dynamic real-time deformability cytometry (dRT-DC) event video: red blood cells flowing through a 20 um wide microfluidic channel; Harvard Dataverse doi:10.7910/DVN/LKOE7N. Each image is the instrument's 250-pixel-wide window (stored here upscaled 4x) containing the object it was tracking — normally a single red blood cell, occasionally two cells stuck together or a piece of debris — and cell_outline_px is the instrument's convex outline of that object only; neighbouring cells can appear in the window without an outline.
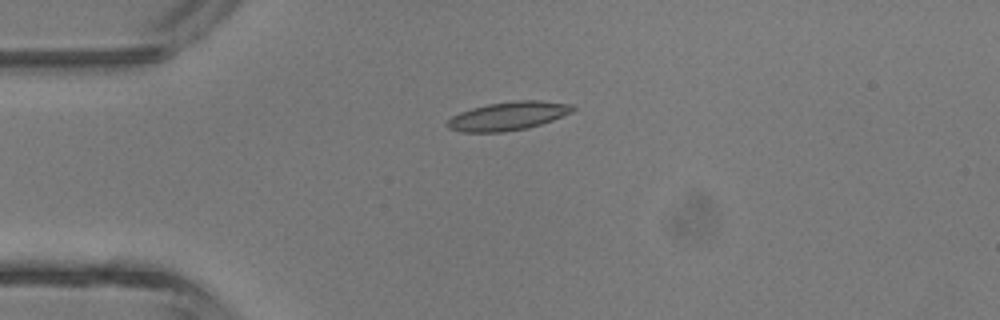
{"species": "common noctule bat (a hibernating species)", "species_latin": "Nyctalus noctula", "temperature_condition": "room temperature", "stored_images_in_passage": 5, "camera_frame_rate_fps": 3000, "um_per_image_px": 0.085, "animal": {"sex": "male", "body_mass_g": 13.3}, "frame": {"image": 1, "passage_image": 3, "time_ms": 2.333, "image_size_px": [1000, 320], "cell_outline_px": [[576, 108], [572, 112], [552, 120], [540, 124], [524, 128], [500, 132], [460, 132], [448, 128], [448, 120], [452, 116], [460, 112], [472, 108], [488, 104], [516, 100], [540, 100], [572, 104]], "centroid_in_image_um": [43.19, 9.85], "position_along_channel_um": 41.8, "area_um2": 20.63}}
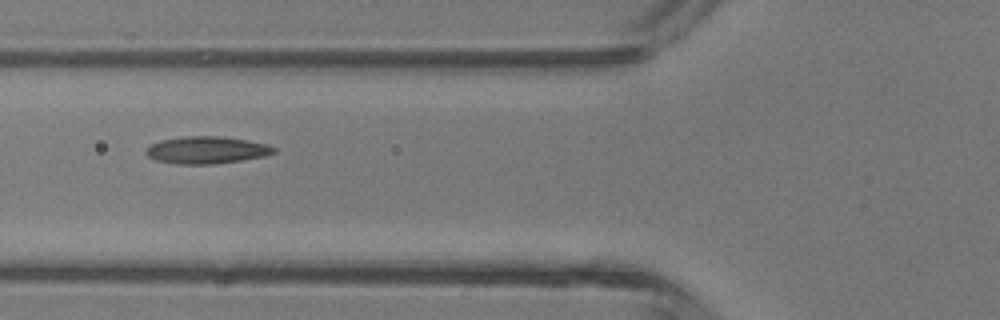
{"frame": {"image": 2, "passage_image": 5, "time_ms": 4.333, "image_size_px": [1000, 320], "cell_outline_px": [[276, 152], [264, 156], [240, 160], [212, 164], [176, 164], [156, 160], [148, 156], [144, 152], [152, 144], [160, 140], [184, 136], [224, 136], [248, 140], [268, 144], [276, 148]], "centroid_in_image_um": [17.58, 12.74], "position_along_channel_um": 108.2, "area_um2": 20.29}}